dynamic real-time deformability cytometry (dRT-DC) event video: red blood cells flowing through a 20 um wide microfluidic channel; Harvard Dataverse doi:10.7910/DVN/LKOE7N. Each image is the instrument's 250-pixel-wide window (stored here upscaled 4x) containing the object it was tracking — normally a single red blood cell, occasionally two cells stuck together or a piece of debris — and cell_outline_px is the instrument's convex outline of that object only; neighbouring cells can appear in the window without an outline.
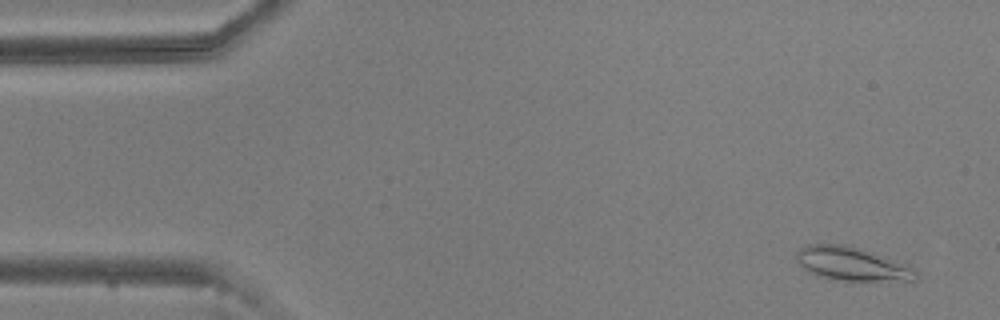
{"species": "common noctule bat (a hibernating species)", "species_latin": "Nyctalus noctula", "temperature_condition": "warm", "stored_images_in_passage": 55, "segment_of_instrument_passage": [1, 2], "camera_frame_rate_fps": 3000, "um_per_image_px": 0.085, "animal": {"sex": "male", "body_mass_g": 20.5, "forearm_length_mm": 52.5}, "frame": {"image": 1, "passage_image": 3, "time_ms": 0.667, "image_size_px": [1000, 320], "cell_outline_px": [[920, 280], [828, 280], [816, 276], [804, 268], [796, 260], [796, 252], [808, 244], [844, 244], [892, 260], [912, 268], [920, 272]], "centroid_in_image_um": [72.37, 22.45], "position_along_channel_um": 12.6, "area_um2": 22.95}}
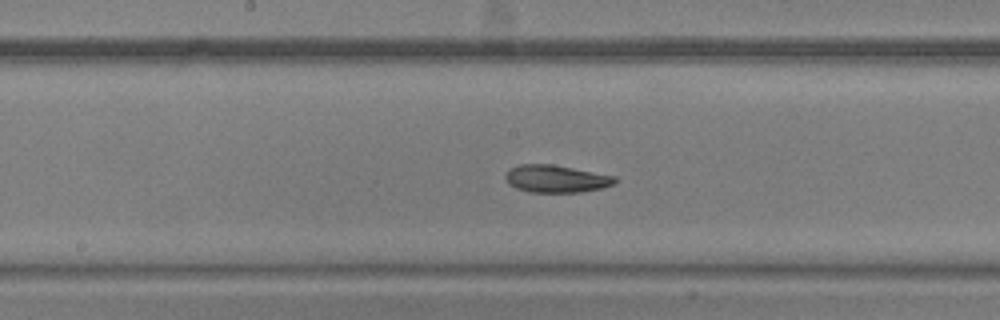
{"frame": {"image": 2, "passage_image": 27, "time_ms": 8.667, "image_size_px": [1000, 320], "cell_outline_px": [[620, 180], [616, 184], [600, 188], [580, 192], [528, 192], [516, 188], [508, 184], [504, 176], [512, 168], [520, 164], [552, 164], [616, 176]], "centroid_in_image_um": [47.31, 15.2], "position_along_channel_um": 200.9, "area_um2": 17.57}}
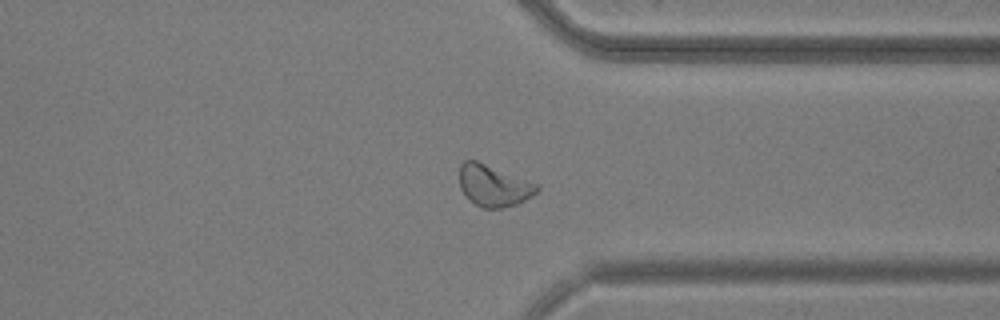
{"frame": {"image": 3, "passage_image": 41, "time_ms": 13.333, "image_size_px": [1000, 320], "cell_outline_px": [[540, 188], [532, 196], [516, 204], [504, 208], [484, 208], [468, 200], [464, 196], [460, 188], [460, 164], [464, 160], [476, 160], [540, 184]], "centroid_in_image_um": [41.96, 15.78], "position_along_channel_um": 369.4, "area_um2": 18.9}}